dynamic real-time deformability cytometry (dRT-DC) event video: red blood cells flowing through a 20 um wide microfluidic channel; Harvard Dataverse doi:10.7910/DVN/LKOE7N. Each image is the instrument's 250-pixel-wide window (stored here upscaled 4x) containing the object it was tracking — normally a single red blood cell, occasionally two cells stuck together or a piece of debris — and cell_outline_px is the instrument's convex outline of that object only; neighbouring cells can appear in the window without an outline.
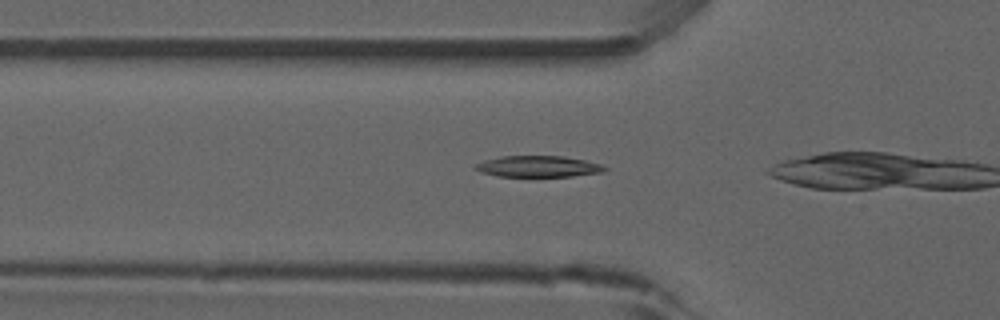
{"species": "common noctule bat (a hibernating species)", "species_latin": "Nyctalus noctula", "temperature_condition": "room temperature", "stored_images_in_passage": 9, "camera_frame_rate_fps": 3000, "um_per_image_px": 0.085, "animal": {"sex": "male", "forearm_length_mm": 52.5}, "frame": {"image": 1, "passage_image": 7, "time_ms": 2.0, "image_size_px": [1000, 320], "cell_outline_px": [[608, 168], [604, 172], [572, 176], [500, 176], [480, 172], [472, 168], [476, 164], [484, 160], [504, 156], [564, 156], [584, 160], [600, 164]], "centroid_in_image_um": [45.75, 14.14], "position_along_channel_um": 80.1, "area_um2": 15.9}}